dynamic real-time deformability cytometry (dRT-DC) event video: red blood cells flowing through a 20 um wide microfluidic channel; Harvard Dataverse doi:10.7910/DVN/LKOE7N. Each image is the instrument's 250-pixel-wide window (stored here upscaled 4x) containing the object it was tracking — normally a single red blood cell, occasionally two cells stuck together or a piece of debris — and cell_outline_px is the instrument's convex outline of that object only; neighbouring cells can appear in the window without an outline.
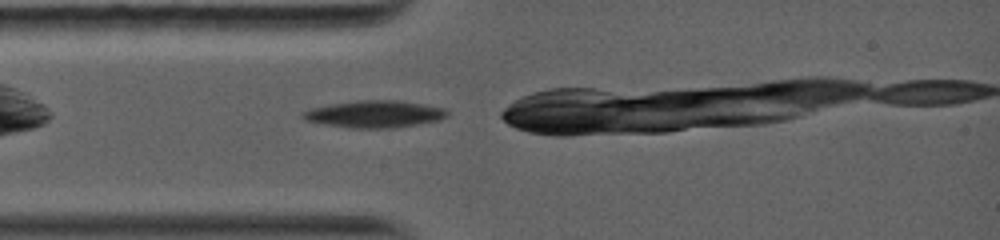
{"species": "common noctule bat (a hibernating species)", "species_latin": "Nyctalus noctula", "temperature_condition": "warm", "stored_images_in_passage": 12, "camera_frame_rate_fps": 5000, "um_per_image_px": 0.085, "animal": {"sex": "female", "body_mass_g": 19.0, "forearm_length_mm": 56.7}, "frame": {"image": 1, "passage_image": 1, "time_ms": 0.0, "image_size_px": [1000, 240], "cell_outline_px": [[448, 116], [440, 120], [396, 128], [348, 128], [324, 124], [304, 120], [300, 116], [300, 112], [312, 108], [332, 104], [356, 100], [400, 100], [444, 108], [448, 112]], "centroid_in_image_um": [31.82, 9.7], "position_along_channel_um": 53.2, "area_um2": 22.95}}
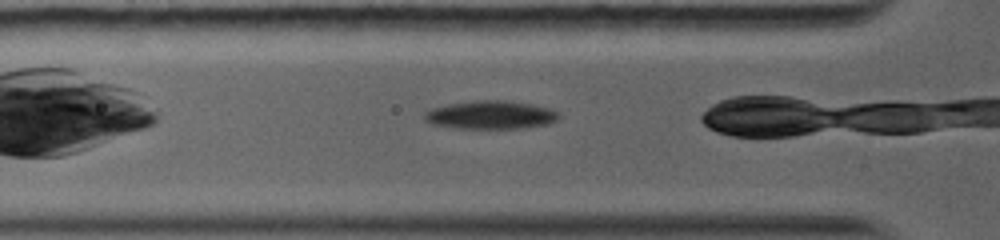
{"frame": {"image": 2, "passage_image": 3, "time_ms": 0.8, "image_size_px": [1000, 240], "cell_outline_px": [[560, 116], [556, 120], [548, 124], [524, 128], [456, 128], [432, 124], [424, 120], [424, 112], [432, 108], [448, 104], [472, 100], [508, 100], [532, 104], [548, 108], [560, 112]], "centroid_in_image_um": [41.71, 9.76], "position_along_channel_um": 84.1, "area_um2": 22.31}}